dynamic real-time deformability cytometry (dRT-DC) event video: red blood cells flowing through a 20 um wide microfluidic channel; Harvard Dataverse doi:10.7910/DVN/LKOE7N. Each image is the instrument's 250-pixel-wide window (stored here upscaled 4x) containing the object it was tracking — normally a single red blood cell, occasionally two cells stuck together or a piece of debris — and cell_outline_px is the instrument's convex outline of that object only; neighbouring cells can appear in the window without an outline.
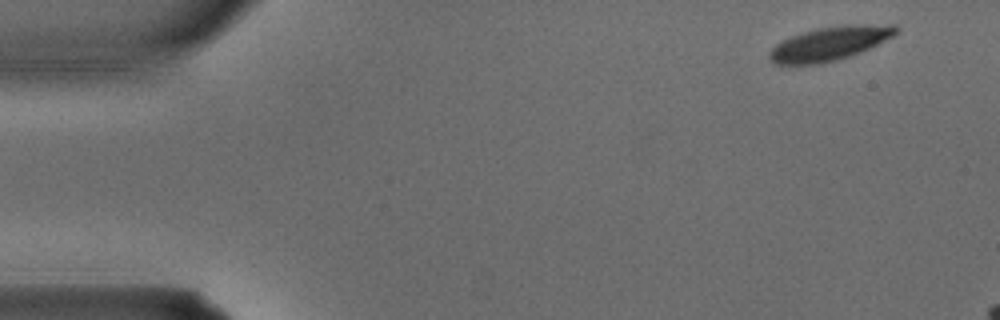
{"species": "common noctule bat (a hibernating species)", "species_latin": "Nyctalus noctula", "temperature_condition": "warm", "stored_images_in_passage": 3, "camera_frame_rate_fps": 3000, "um_per_image_px": 0.085, "animal": {"sex": "male", "body_mass_g": 15.6}, "frame": {"image": 1, "passage_image": 1, "time_ms": 0.0, "image_size_px": [1000, 320], "cell_outline_px": [[900, 28], [892, 36], [860, 52], [836, 60], [820, 64], [776, 64], [768, 56], [768, 52], [776, 44], [792, 36], [816, 28], [844, 24], [896, 24]], "centroid_in_image_um": [70.54, 3.68], "position_along_channel_um": 14.5, "area_um2": 24.74}}